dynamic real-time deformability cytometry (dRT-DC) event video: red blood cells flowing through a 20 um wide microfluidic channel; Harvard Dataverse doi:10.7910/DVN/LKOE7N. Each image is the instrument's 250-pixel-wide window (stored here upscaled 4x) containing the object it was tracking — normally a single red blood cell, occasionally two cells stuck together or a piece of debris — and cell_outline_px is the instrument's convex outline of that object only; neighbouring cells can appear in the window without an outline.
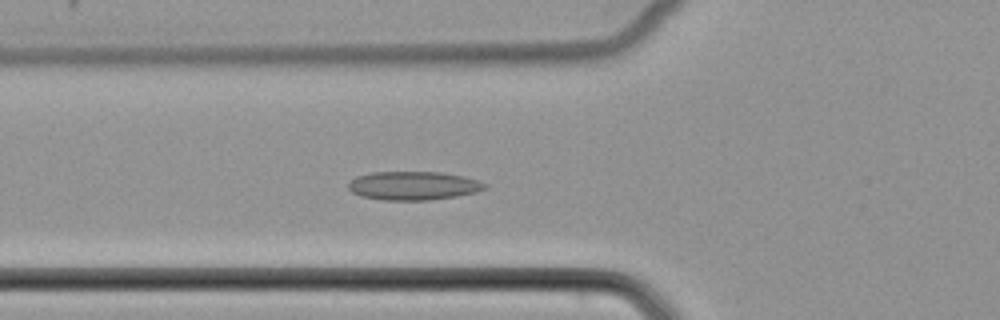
{"species": "common noctule bat (a hibernating species)", "species_latin": "Nyctalus noctula", "temperature_condition": "cold", "stored_images_in_passage": 52, "camera_frame_rate_fps": 3000, "um_per_image_px": 0.085, "animal": {"sex": "female", "body_mass_g": 22.7, "forearm_length_mm": 54.2}, "frame": {"image": 1, "passage_image": 20, "time_ms": 6.333, "image_size_px": [1000, 320], "cell_outline_px": [[488, 188], [476, 192], [456, 196], [428, 200], [380, 200], [360, 196], [352, 192], [348, 188], [348, 184], [356, 176], [372, 172], [440, 172], [464, 176], [480, 180], [488, 184]], "centroid_in_image_um": [35.16, 15.78], "position_along_channel_um": 90.6, "area_um2": 22.95}}
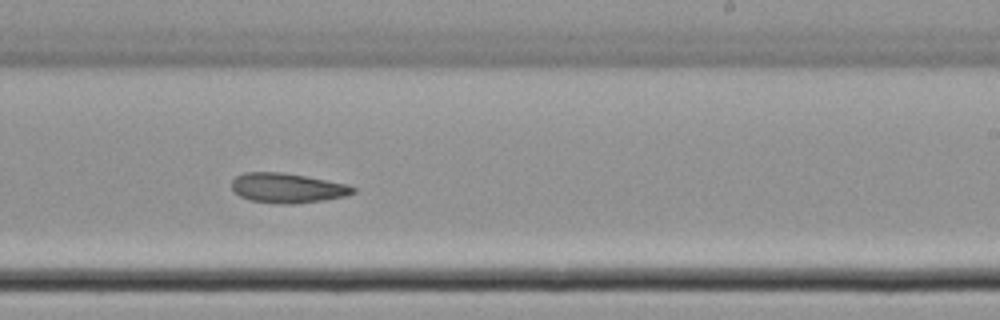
{"frame": {"image": 2, "passage_image": 33, "time_ms": 10.667, "image_size_px": [1000, 320], "cell_outline_px": [[356, 192], [344, 196], [324, 200], [296, 204], [280, 204], [248, 200], [240, 196], [232, 188], [232, 180], [236, 176], [244, 172], [284, 172], [348, 184], [356, 188]], "centroid_in_image_um": [24.43, 15.98], "position_along_channel_um": 264.6, "area_um2": 21.15}}
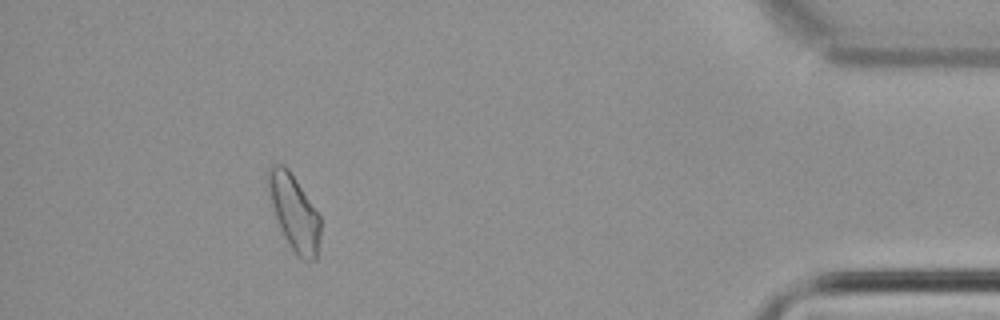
{"frame": {"image": 3, "passage_image": 48, "time_ms": 15.667, "image_size_px": [1000, 320], "cell_outline_px": [[320, 240], [316, 260], [304, 260], [296, 256], [284, 236], [280, 228], [272, 204], [268, 188], [268, 168], [272, 164], [284, 164], [288, 168], [320, 216]], "centroid_in_image_um": [25.02, 18.08], "position_along_channel_um": 410.2, "area_um2": 22.66}}